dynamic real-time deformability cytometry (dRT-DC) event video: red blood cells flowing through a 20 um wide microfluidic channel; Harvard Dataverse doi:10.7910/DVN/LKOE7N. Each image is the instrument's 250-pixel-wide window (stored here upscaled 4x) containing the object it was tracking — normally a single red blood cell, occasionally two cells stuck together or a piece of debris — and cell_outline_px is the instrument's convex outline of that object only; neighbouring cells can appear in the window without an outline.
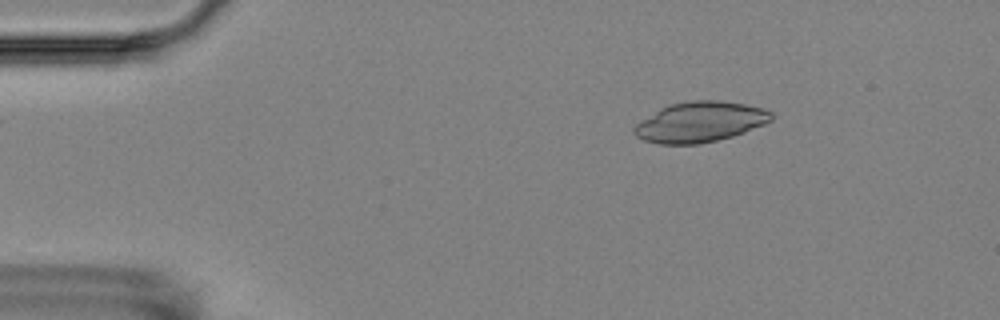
{"species": "Egyptian fruit bat (a non-hibernating species)", "species_latin": "Rousettus aegyptiacus", "temperature_condition": "room temperature", "stored_images_in_passage": 4, "camera_frame_rate_fps": 3000, "um_per_image_px": 0.085, "animal": {"sex": "female"}, "frame": {"image": 1, "passage_image": 2, "time_ms": 1.0, "image_size_px": [1000, 320], "cell_outline_px": [[772, 120], [764, 124], [744, 132], [732, 136], [700, 144], [660, 144], [644, 140], [636, 136], [632, 132], [632, 128], [636, 124], [660, 108], [668, 104], [692, 100], [720, 100], [744, 104], [764, 108], [772, 112]], "centroid_in_image_um": [59.49, 10.36], "position_along_channel_um": 25.5, "area_um2": 32.25}}